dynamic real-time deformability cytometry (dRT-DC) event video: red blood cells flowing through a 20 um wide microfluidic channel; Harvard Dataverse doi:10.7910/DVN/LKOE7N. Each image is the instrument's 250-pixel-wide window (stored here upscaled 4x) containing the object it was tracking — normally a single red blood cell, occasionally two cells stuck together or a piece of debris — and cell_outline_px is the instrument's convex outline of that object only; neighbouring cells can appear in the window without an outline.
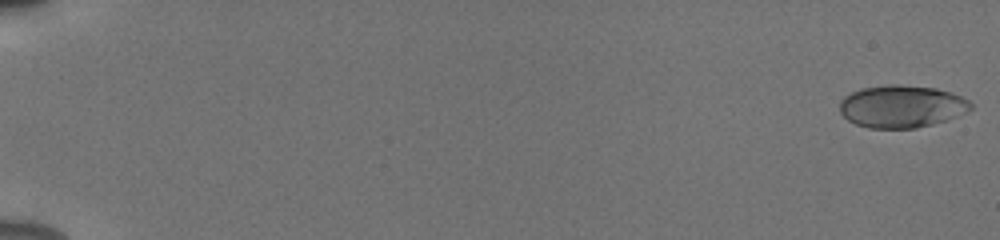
{"species": "human", "species_latin": "Homo sapiens", "temperature_condition": "cold", "stored_images_in_passage": 55, "camera_frame_rate_fps": 3000, "um_per_image_px": 0.085, "donor": {"sex": "male"}, "frame": {"image": 1, "passage_image": 1, "time_ms": 0.0, "image_size_px": [1000, 240], "cell_outline_px": [[972, 108], [968, 112], [932, 124], [916, 128], [868, 128], [856, 124], [848, 120], [840, 112], [840, 100], [844, 96], [860, 88], [892, 84], [896, 84], [936, 88], [952, 92], [968, 100], [972, 104]], "centroid_in_image_um": [76.63, 9.04], "position_along_channel_um": 8.4, "area_um2": 32.43}}
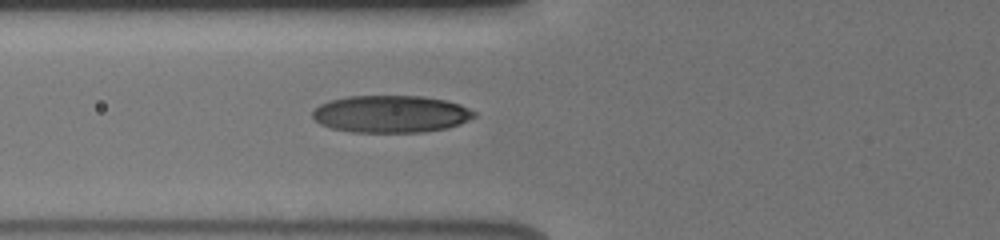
{"frame": {"image": 2, "passage_image": 23, "time_ms": 7.333, "image_size_px": [1000, 240], "cell_outline_px": [[476, 116], [460, 124], [448, 128], [424, 132], [352, 132], [332, 128], [320, 124], [312, 116], [312, 112], [320, 104], [328, 100], [348, 96], [424, 96], [448, 100], [460, 104], [476, 112]], "centroid_in_image_um": [33.25, 9.68], "position_along_channel_um": 92.6, "area_um2": 35.32}}
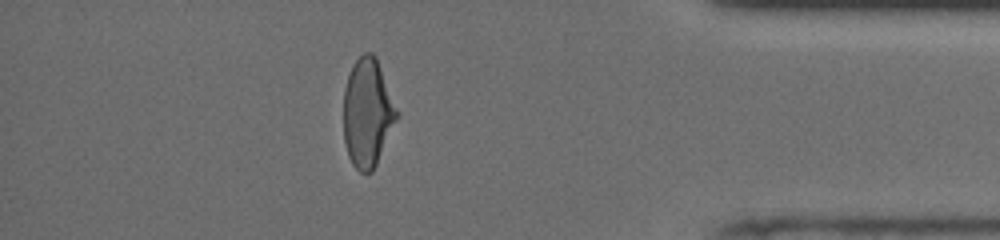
{"frame": {"image": 3, "passage_image": 49, "time_ms": 16.0, "image_size_px": [1000, 240], "cell_outline_px": [[400, 116], [372, 172], [360, 172], [352, 164], [348, 156], [344, 140], [344, 88], [352, 64], [364, 52], [372, 52], [376, 56], [400, 112]], "centroid_in_image_um": [31.27, 9.57], "position_along_channel_um": 403.9, "area_um2": 34.1}, "authors_computed_cell_mechanics": {"area_um2": 33.9286, "velocity_mm_per_s": 3.9054, "shape_relaxation_time_tau1_ms": 4.5081, "shape_relaxation_time_tau2_ms": 1.1317, "deformation_change_tau1": 0.1584, "deformation_change_tau2": 0.0694}}